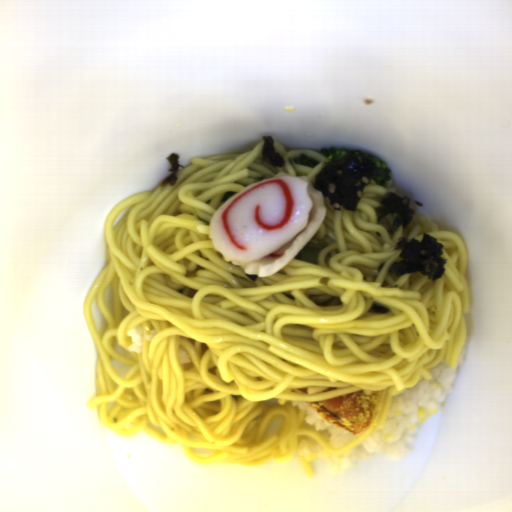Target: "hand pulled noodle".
Returning a JSON list of instances; mask_svg holds the SVG:
<instances>
[{"mask_svg":"<svg viewBox=\"0 0 512 512\" xmlns=\"http://www.w3.org/2000/svg\"><path fill=\"white\" fill-rule=\"evenodd\" d=\"M264 142L245 153L192 157L177 181L119 201L104 220L107 265L82 305L96 348L95 397L85 403L121 437L144 431L180 444L188 460L262 466L291 460L298 435L328 455L352 452L387 424L392 397L413 388L441 361L457 366L470 312L465 277L469 255L460 236L439 230L423 213L404 230L398 216L378 221L375 208L396 192L368 183L349 211L326 214L316 232L269 276L246 273L214 249V213L253 183L279 172L308 177L311 187L327 157L309 149L273 148L284 167L263 157ZM428 233L445 246V274H393L397 239ZM111 284L114 315L104 293ZM107 321L93 322L94 298ZM141 327V354L129 352ZM116 343L132 358L116 349ZM184 350L191 363L179 364ZM114 358L130 370L123 379ZM308 394L291 393L306 388ZM329 387L338 389L322 393ZM363 390L380 396L379 421L343 448L327 429L316 432L307 411L290 401H319Z\"/></svg>","mask_w":512,"mask_h":512,"instance_id":"hand-pulled-noodle-1","label":"hand pulled noodle"}]
</instances>
